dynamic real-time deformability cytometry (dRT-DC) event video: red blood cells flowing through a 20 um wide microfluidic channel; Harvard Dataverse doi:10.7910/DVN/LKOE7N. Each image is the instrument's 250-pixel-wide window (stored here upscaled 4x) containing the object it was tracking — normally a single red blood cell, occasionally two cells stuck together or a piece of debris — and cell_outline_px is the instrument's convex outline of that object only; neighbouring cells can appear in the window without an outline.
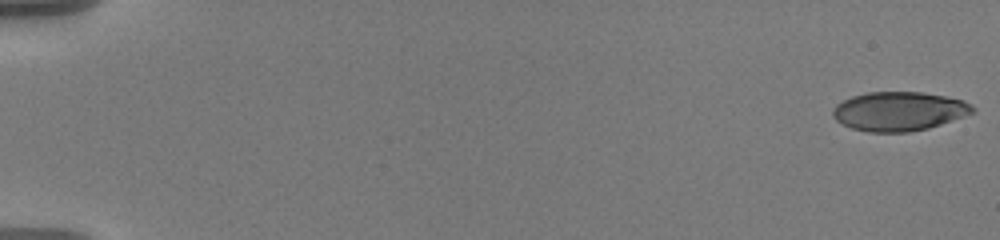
{"species": "human", "species_latin": "Homo sapiens", "temperature_condition": "warm", "stored_images_in_passage": 58, "camera_frame_rate_fps": 3000, "um_per_image_px": 0.085, "donor": {"sex": "male"}, "frame": {"image": 1, "passage_image": 1, "time_ms": 0.0, "image_size_px": [1000, 240], "cell_outline_px": [[976, 112], [928, 128], [908, 132], [868, 132], [852, 128], [836, 120], [832, 116], [832, 112], [836, 104], [852, 96], [868, 92], [924, 92], [964, 100], [972, 104], [976, 108]], "centroid_in_image_um": [76.44, 9.45], "position_along_channel_um": 8.6, "area_um2": 31.85}}
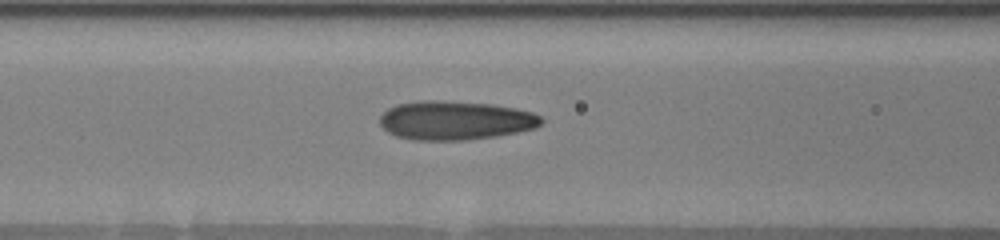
{"frame": {"image": 2, "passage_image": 26, "time_ms": 8.333, "image_size_px": [1000, 240], "cell_outline_px": [[544, 120], [540, 124], [532, 128], [516, 132], [496, 136], [464, 140], [420, 140], [396, 136], [388, 132], [380, 124], [380, 116], [388, 108], [396, 104], [420, 100], [436, 100], [492, 104], [516, 108], [532, 112], [540, 116]], "centroid_in_image_um": [38.68, 10.22], "position_along_channel_um": 127.9, "area_um2": 36.47}}
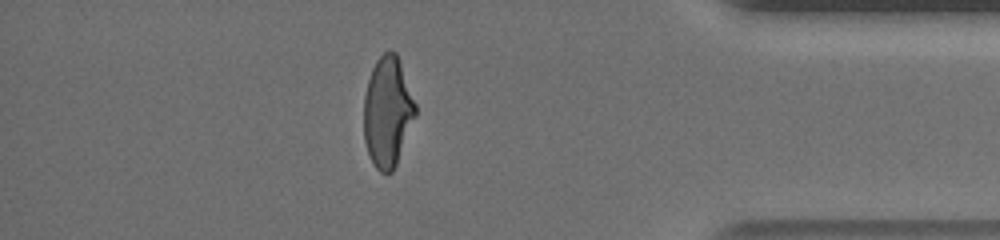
{"frame": {"image": 3, "passage_image": 51, "time_ms": 16.667, "image_size_px": [1000, 240], "cell_outline_px": [[416, 116], [396, 164], [392, 172], [388, 176], [380, 172], [372, 164], [364, 140], [364, 96], [368, 80], [372, 68], [376, 60], [384, 52], [396, 52], [416, 104]], "centroid_in_image_um": [32.94, 9.55], "position_along_channel_um": 402.3, "area_um2": 33.12}, "authors_computed_cell_mechanics": {"area_um2": 34.0442, "velocity_mm_per_s": 3.6029, "shape_relaxation_time_tau1_ms": 6.7026, "shape_relaxation_time_tau2_ms": 0.883, "deformation_change_tau1": 0.2315, "deformation_change_tau2": 0.0791}}